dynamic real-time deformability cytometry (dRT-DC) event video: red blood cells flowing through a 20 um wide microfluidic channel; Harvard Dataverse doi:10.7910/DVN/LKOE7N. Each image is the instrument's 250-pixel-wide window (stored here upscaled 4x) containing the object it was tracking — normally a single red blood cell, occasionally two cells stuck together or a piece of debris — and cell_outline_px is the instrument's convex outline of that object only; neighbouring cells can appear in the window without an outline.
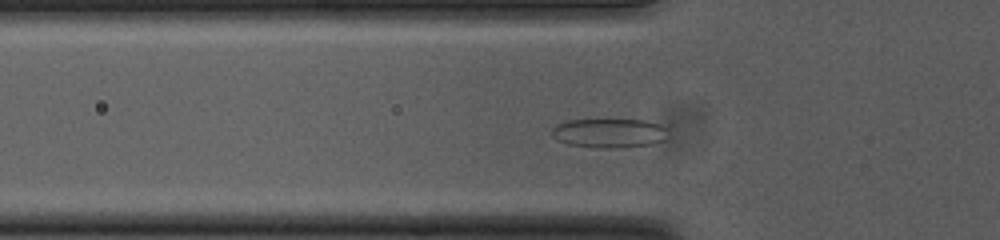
{"species": "common noctule bat (a hibernating species)", "species_latin": "Nyctalus noctula", "temperature_condition": "cold", "stored_images_in_passage": 51, "camera_frame_rate_fps": 3000, "um_per_image_px": 0.085, "animal": {"sex": "female", "body_mass_g": 23.0, "forearm_length_mm": 53.4}, "frame": {"image": 1, "passage_image": 14, "time_ms": 4.333, "image_size_px": [1000, 240], "cell_outline_px": [[668, 136], [664, 140], [652, 144], [616, 148], [596, 148], [568, 144], [552, 136], [552, 128], [556, 124], [564, 120], [644, 120], [660, 124], [664, 128]], "centroid_in_image_um": [51.77, 11.31], "position_along_channel_um": 74.0, "area_um2": 19.77}}
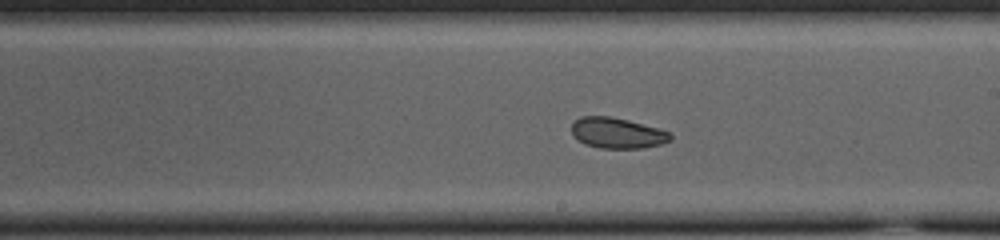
{"frame": {"image": 2, "passage_image": 27, "time_ms": 8.667, "image_size_px": [1000, 240], "cell_outline_px": [[672, 140], [660, 144], [644, 148], [600, 148], [584, 144], [572, 136], [572, 124], [580, 116], [608, 116], [628, 120], [656, 128], [668, 132], [672, 136]], "centroid_in_image_um": [52.43, 11.31], "position_along_channel_um": 236.6, "area_um2": 17.57}}
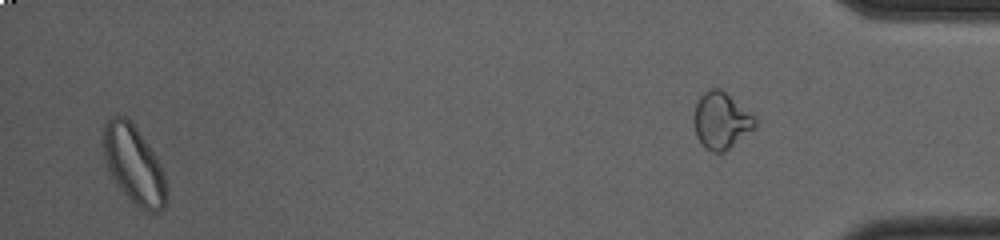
{"frame": {"image": 3, "passage_image": 49, "time_ms": 16.0, "image_size_px": [1000, 240], "cell_outline_px": [[164, 208], [160, 212], [144, 212], [116, 184], [108, 168], [104, 156], [104, 124], [112, 116], [124, 116], [136, 128], [148, 144], [156, 156], [160, 164], [164, 176]], "centroid_in_image_um": [11.36, 13.99], "position_along_channel_um": 423.8, "area_um2": 27.92}, "authors_computed_cell_mechanics": {"area_um2": 19.7676, "velocity_mm_per_s": 3.7403, "shape_relaxation_time_tau1_ms": 2.6627, "shape_relaxation_time_tau2_ms": 4.098, "deformation_change_tau1": 0.0692, "deformation_change_tau2": 0.0668}}